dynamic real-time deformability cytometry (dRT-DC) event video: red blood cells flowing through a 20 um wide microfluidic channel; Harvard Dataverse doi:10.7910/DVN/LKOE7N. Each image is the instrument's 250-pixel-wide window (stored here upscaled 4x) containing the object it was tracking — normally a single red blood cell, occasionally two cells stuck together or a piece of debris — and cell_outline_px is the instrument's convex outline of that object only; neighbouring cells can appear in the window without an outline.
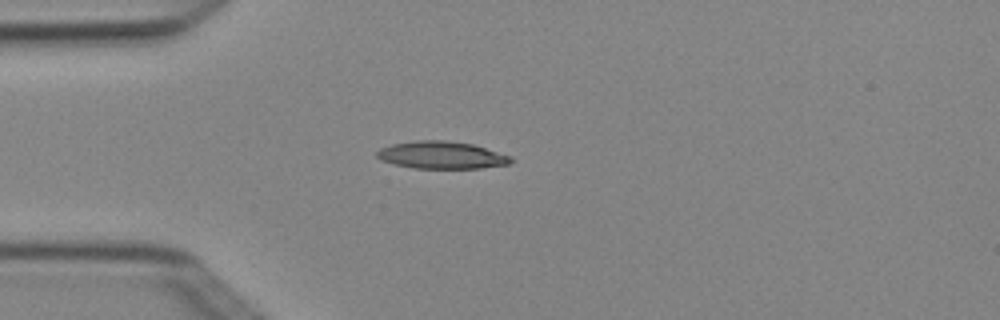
{"species": "Egyptian fruit bat (a non-hibernating species)", "species_latin": "Rousettus aegyptiacus", "temperature_condition": "cold", "stored_images_in_passage": 1, "camera_frame_rate_fps": 3000, "um_per_image_px": 0.085, "animal": {"sex": "female"}, "frame": {"image": 1, "passage_image": 1, "time_ms": 0.0, "image_size_px": [1000, 320], "cell_outline_px": [[512, 160], [508, 164], [480, 168], [412, 168], [380, 160], [376, 156], [376, 152], [380, 148], [392, 144], [416, 140], [444, 140], [472, 144], [512, 156]], "centroid_in_image_um": [37.51, 13.18], "position_along_channel_um": 47.5, "area_um2": 21.27}}